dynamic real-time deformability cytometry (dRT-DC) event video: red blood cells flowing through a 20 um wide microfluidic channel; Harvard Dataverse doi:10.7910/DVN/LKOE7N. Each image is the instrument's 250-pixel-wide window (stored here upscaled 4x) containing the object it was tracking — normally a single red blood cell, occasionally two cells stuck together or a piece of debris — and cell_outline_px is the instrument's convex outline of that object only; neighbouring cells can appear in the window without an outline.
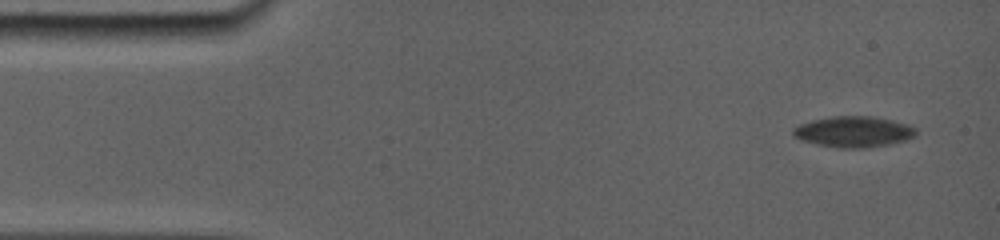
{"species": "common noctule bat (a hibernating species)", "species_latin": "Nyctalus noctula", "temperature_condition": "room temperature", "stored_images_in_passage": 36, "camera_frame_rate_fps": 5000, "um_per_image_px": 0.085, "animal": {"sex": "female", "body_mass_g": 19.0, "forearm_length_mm": 56.7}, "frame": {"image": 1, "passage_image": 1, "time_ms": 0.0, "image_size_px": [1000, 240], "cell_outline_px": [[912, 136], [896, 140], [868, 144], [832, 144], [812, 140], [796, 136], [792, 132], [792, 128], [800, 124], [816, 120], [836, 116], [864, 116], [884, 120], [900, 124], [912, 128]], "centroid_in_image_um": [72.42, 11.09], "position_along_channel_um": 12.6, "area_um2": 18.5}}
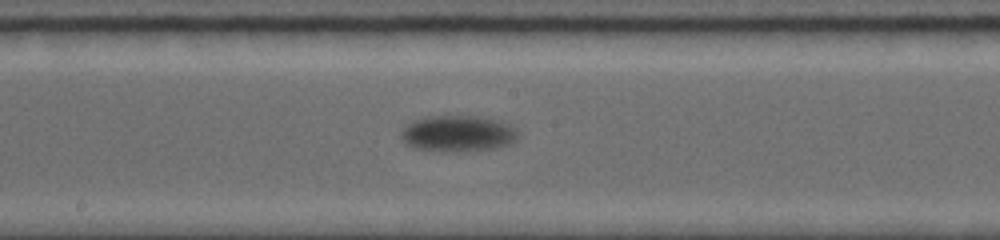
{"frame": {"image": 2, "passage_image": 16, "time_ms": 8.8, "image_size_px": [1000, 240], "cell_outline_px": [[516, 140], [492, 148], [420, 148], [408, 144], [404, 140], [404, 128], [408, 124], [416, 120], [436, 116], [480, 116], [504, 124], [512, 128], [516, 136]], "centroid_in_image_um": [38.91, 11.29], "position_along_channel_um": 209.3, "area_um2": 22.2}}
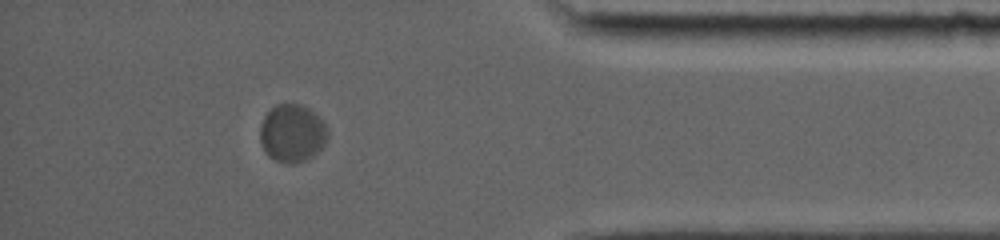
{"frame": {"image": 3, "passage_image": 31, "time_ms": 15.2, "image_size_px": [1000, 240], "cell_outline_px": [[328, 136], [324, 144], [312, 156], [304, 160], [292, 164], [288, 164], [276, 160], [268, 156], [264, 152], [260, 140], [260, 128], [264, 116], [276, 104], [300, 104], [308, 108], [324, 120], [328, 128]], "centroid_in_image_um": [24.84, 11.32], "position_along_channel_um": 410.4, "area_um2": 22.83}, "authors_computed_cell_mechanics": {"area_um2": 22.5131, "velocity_mm_per_s": 3.429, "shape_relaxation_time_tau1_ms": 1.0133, "shape_relaxation_time_tau2_ms": null, "deformation_change_tau1": 0.0708, "deformation_change_tau2": null}}